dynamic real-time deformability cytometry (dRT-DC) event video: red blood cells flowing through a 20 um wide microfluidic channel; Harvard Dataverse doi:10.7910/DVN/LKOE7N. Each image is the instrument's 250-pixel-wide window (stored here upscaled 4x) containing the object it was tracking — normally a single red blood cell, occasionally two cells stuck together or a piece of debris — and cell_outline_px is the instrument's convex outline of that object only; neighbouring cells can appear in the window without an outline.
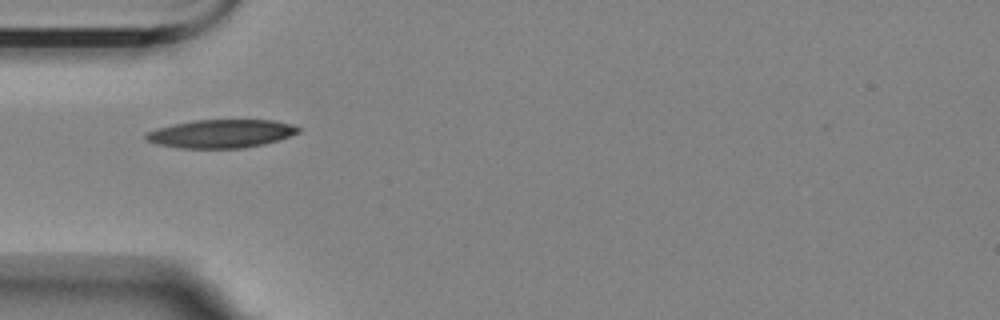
{"species": "Egyptian fruit bat (a non-hibernating species)", "species_latin": "Rousettus aegyptiacus", "temperature_condition": "room temperature", "stored_images_in_passage": 2, "camera_frame_rate_fps": 3000, "um_per_image_px": 0.085, "animal": {"sex": "female"}, "frame": {"image": 1, "passage_image": 2, "time_ms": 1.667, "image_size_px": [1000, 320], "cell_outline_px": [[300, 132], [280, 140], [264, 144], [244, 148], [180, 148], [156, 144], [148, 140], [144, 136], [148, 132], [156, 128], [172, 124], [192, 120], [272, 120], [292, 124], [300, 128]], "centroid_in_image_um": [18.81, 11.36], "position_along_channel_um": 66.2, "area_um2": 25.26}}